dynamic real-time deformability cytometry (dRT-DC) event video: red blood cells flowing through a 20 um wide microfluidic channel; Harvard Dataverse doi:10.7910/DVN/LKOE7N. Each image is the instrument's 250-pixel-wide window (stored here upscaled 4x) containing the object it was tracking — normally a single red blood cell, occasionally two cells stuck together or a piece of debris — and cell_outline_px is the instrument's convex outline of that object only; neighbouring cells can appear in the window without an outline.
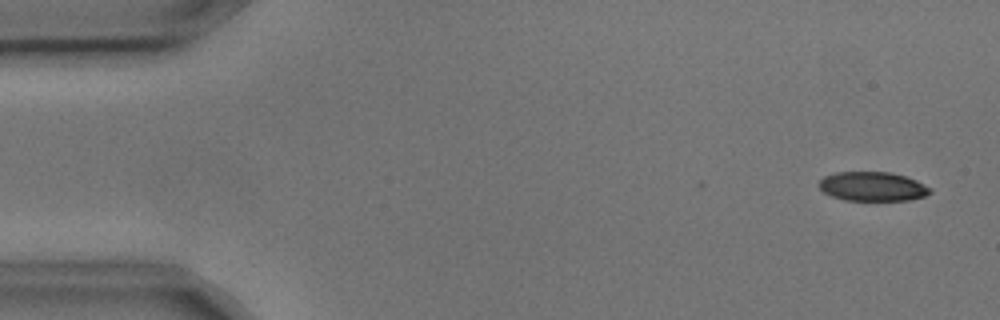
{"species": "common noctule bat (a hibernating species)", "species_latin": "Nyctalus noctula", "temperature_condition": "cold", "stored_images_in_passage": 5, "camera_frame_rate_fps": 3000, "um_per_image_px": 0.085, "animal": {"sex": "male", "body_mass_g": 17.9, "forearm_length_mm": 54.2}, "frame": {"image": 1, "passage_image": 1, "time_ms": 0.0, "image_size_px": [1000, 320], "cell_outline_px": [[932, 192], [924, 196], [908, 200], [844, 200], [832, 196], [824, 192], [816, 184], [824, 176], [836, 172], [888, 172], [904, 176], [916, 180], [932, 188]], "centroid_in_image_um": [74.15, 15.85], "position_along_channel_um": 10.8, "area_um2": 18.9}}